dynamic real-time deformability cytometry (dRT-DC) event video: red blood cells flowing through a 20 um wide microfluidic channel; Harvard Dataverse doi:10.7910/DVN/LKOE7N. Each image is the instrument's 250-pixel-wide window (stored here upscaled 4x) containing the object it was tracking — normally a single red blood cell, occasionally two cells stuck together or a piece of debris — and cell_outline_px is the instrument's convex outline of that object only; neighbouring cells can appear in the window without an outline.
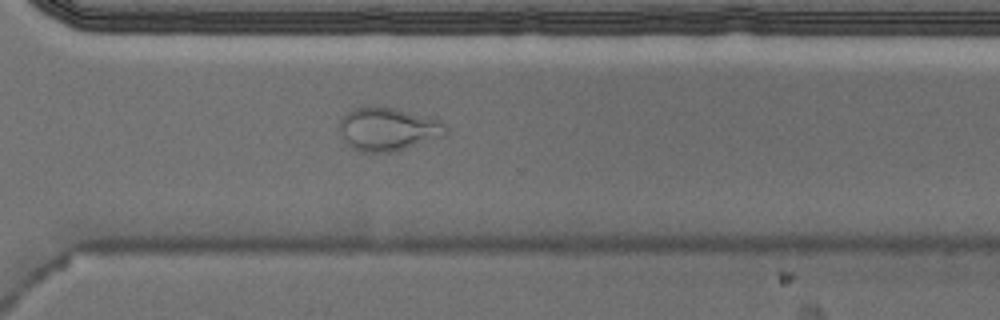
{"species": "Egyptian fruit bat (a non-hibernating species)", "species_latin": "Rousettus aegyptiacus", "temperature_condition": "cold", "stored_images_in_passage": 54, "camera_frame_rate_fps": 3000, "um_per_image_px": 0.085, "animal": {"sex": "male"}, "frame": {"image": 1, "passage_image": 39, "time_ms": 12.667, "image_size_px": [1000, 320], "cell_outline_px": [[448, 132], [444, 136], [392, 152], [360, 152], [352, 148], [344, 140], [340, 132], [340, 120], [352, 108], [368, 104], [372, 104], [396, 108], [440, 120], [448, 128]], "centroid_in_image_um": [32.96, 10.94], "position_along_channel_um": 337.6, "area_um2": 27.11}, "authors_computed_cell_mechanics": {"area_um2": 22.8888, "velocity_mm_per_s": 3.6907, "shape_relaxation_time_tau1_ms": null, "shape_relaxation_time_tau2_ms": 1.7911, "deformation_change_tau1": null, "deformation_change_tau2": 0.0619}}